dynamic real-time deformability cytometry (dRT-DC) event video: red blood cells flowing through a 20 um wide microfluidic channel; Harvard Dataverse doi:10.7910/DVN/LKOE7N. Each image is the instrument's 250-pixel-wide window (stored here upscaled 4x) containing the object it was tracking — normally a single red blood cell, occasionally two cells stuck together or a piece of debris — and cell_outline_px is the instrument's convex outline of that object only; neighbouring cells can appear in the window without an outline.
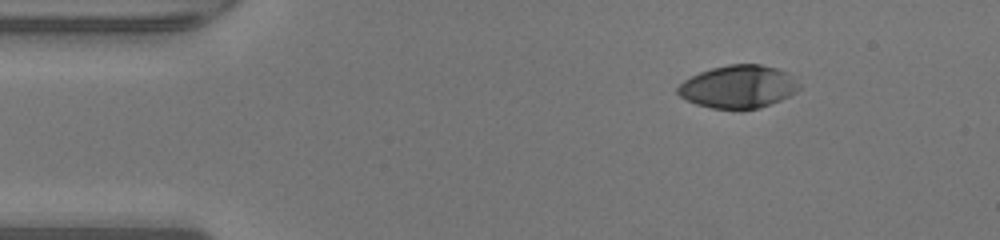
{"species": "human", "species_latin": "Homo sapiens", "temperature_condition": "warm", "stored_images_in_passage": 43, "camera_frame_rate_fps": 3000, "um_per_image_px": 0.085, "donor": {"sex": "male"}, "frame": {"image": 1, "passage_image": 1, "time_ms": 0.0, "image_size_px": [1000, 240], "cell_outline_px": [[800, 88], [796, 92], [780, 100], [760, 108], [712, 108], [696, 104], [680, 96], [676, 92], [676, 88], [684, 80], [700, 72], [712, 68], [728, 64], [760, 64], [776, 68], [788, 72], [800, 84]], "centroid_in_image_um": [62.76, 7.35], "position_along_channel_um": 22.2, "area_um2": 30.11}}
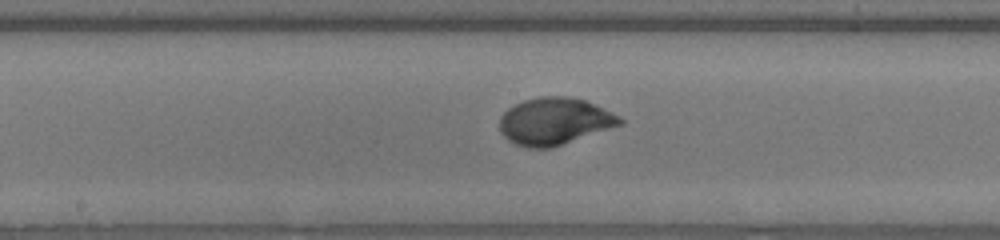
{"frame": {"image": 2, "passage_image": 19, "time_ms": 6.0, "image_size_px": [1000, 240], "cell_outline_px": [[624, 124], [552, 148], [528, 148], [516, 144], [508, 140], [500, 132], [500, 116], [508, 108], [524, 100], [540, 96], [564, 96], [584, 100], [620, 116], [624, 120]], "centroid_in_image_um": [47.13, 10.32], "position_along_channel_um": 201.1, "area_um2": 33.0}}
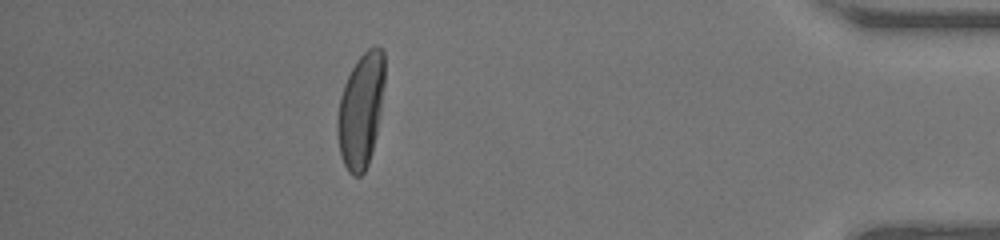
{"frame": {"image": 3, "passage_image": 37, "time_ms": 12.0, "image_size_px": [1000, 240], "cell_outline_px": [[384, 84], [380, 112], [376, 136], [372, 152], [368, 164], [364, 172], [360, 176], [352, 176], [348, 172], [344, 164], [340, 152], [336, 132], [336, 120], [340, 96], [344, 84], [356, 60], [368, 48], [376, 44], [384, 52]], "centroid_in_image_um": [30.66, 9.38], "position_along_channel_um": 404.5, "area_um2": 31.67}, "authors_computed_cell_mechanics": {"area_um2": 31.7322, "velocity_mm_per_s": 4.2958, "shape_relaxation_time_tau1_ms": 3.5008, "shape_relaxation_time_tau2_ms": null, "deformation_change_tau1": 0.2327, "deformation_change_tau2": null}}